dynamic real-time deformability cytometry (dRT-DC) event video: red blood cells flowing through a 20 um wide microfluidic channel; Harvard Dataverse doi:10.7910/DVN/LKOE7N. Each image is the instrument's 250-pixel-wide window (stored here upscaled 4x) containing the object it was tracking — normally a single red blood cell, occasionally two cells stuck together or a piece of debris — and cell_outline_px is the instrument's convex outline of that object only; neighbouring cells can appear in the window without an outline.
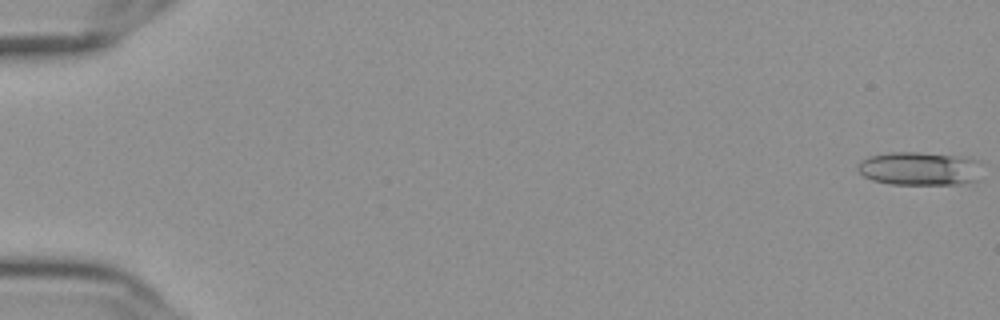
{"species": "Egyptian fruit bat (a non-hibernating species)", "species_latin": "Rousettus aegyptiacus", "temperature_condition": "cold", "stored_images_in_passage": 57, "camera_frame_rate_fps": 3000, "um_per_image_px": 0.085, "frame": {"image": 1, "passage_image": 1, "time_ms": 0.0, "image_size_px": [1000, 320], "cell_outline_px": [[976, 180], [956, 184], [892, 184], [872, 180], [864, 176], [856, 168], [864, 160], [872, 156], [892, 152], [920, 152], [964, 156], [976, 160]], "centroid_in_image_um": [78.11, 14.32], "position_along_channel_um": 6.9, "area_um2": 23.64}}
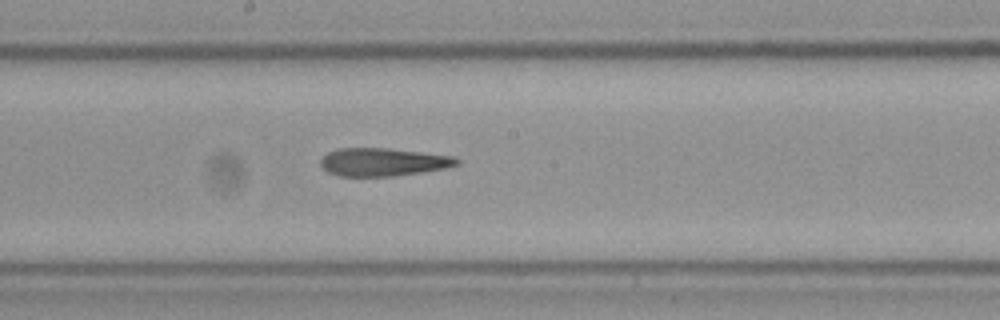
{"frame": {"image": 2, "passage_image": 32, "time_ms": 10.333, "image_size_px": [1000, 320], "cell_outline_px": [[460, 164], [444, 168], [420, 172], [388, 176], [340, 176], [328, 172], [320, 164], [320, 160], [328, 152], [340, 148], [388, 148], [456, 156], [460, 160]], "centroid_in_image_um": [32.58, 13.76], "position_along_channel_um": 215.6, "area_um2": 22.14}}
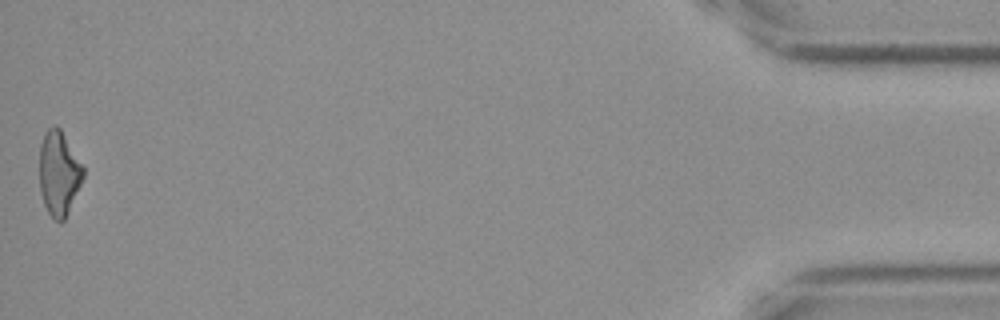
{"frame": {"image": 3, "passage_image": 57, "time_ms": 18.667, "image_size_px": [1000, 320], "cell_outline_px": [[84, 176], [64, 220], [60, 224], [48, 212], [44, 204], [40, 188], [40, 144], [44, 132], [52, 124], [56, 124], [60, 128], [84, 168]], "centroid_in_image_um": [4.99, 14.69], "position_along_channel_um": 430.2, "area_um2": 21.33}, "authors_computed_cell_mechanics": {"area_um2": 22.5998, "velocity_mm_per_s": 3.6279, "shape_relaxation_time_tau1_ms": 8.7773, "shape_relaxation_time_tau2_ms": 4.2189, "deformation_change_tau1": 0.2414, "deformation_change_tau2": 0.1813}}